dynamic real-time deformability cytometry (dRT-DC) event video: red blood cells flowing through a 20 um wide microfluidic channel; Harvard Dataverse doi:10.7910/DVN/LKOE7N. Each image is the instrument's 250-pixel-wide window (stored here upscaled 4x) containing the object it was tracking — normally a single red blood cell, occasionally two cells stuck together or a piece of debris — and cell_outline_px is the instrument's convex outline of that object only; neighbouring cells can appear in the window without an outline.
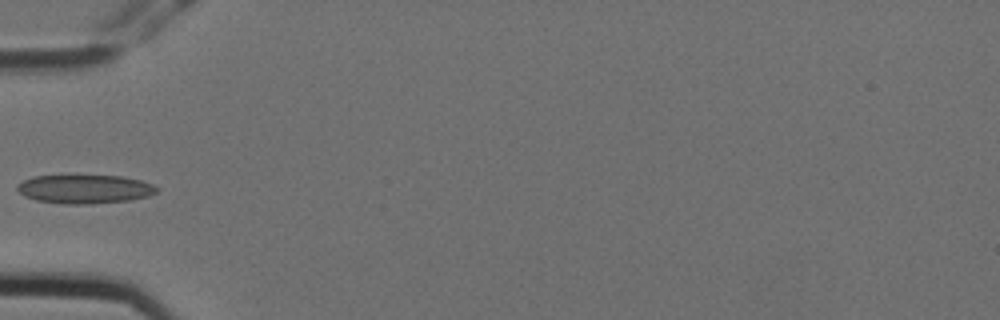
{"species": "Egyptian fruit bat (a non-hibernating species)", "species_latin": "Rousettus aegyptiacus", "temperature_condition": "cold", "stored_images_in_passage": 3, "camera_frame_rate_fps": 3000, "um_per_image_px": 0.085, "animal": {"sex": "female"}, "frame": {"image": 1, "passage_image": 3, "time_ms": 0.667, "image_size_px": [1000, 320], "cell_outline_px": [[160, 188], [156, 192], [148, 196], [128, 200], [88, 204], [64, 204], [36, 200], [24, 196], [16, 188], [16, 184], [32, 176], [124, 176], [140, 180], [152, 184]], "centroid_in_image_um": [7.19, 16.07], "position_along_channel_um": 77.8, "area_um2": 23.29}}